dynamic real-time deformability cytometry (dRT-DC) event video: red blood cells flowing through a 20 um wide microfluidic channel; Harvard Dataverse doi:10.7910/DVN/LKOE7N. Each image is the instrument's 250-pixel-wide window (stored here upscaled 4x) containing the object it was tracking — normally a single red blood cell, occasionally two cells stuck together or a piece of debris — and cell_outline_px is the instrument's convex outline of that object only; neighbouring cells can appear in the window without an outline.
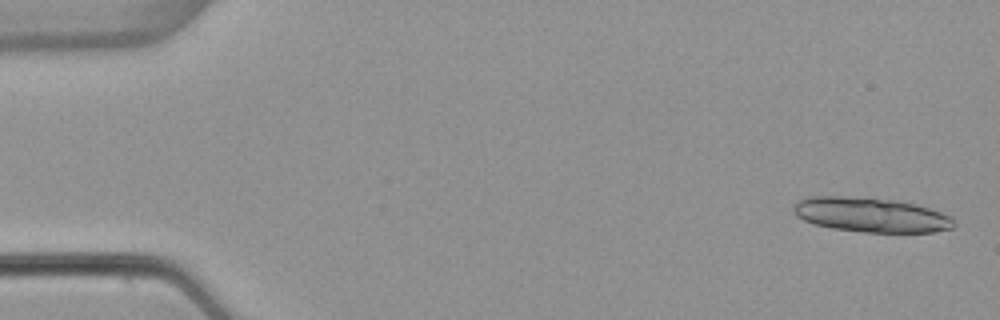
{"species": "common noctule bat (a hibernating species)", "species_latin": "Nyctalus noctula", "temperature_condition": "warm", "stored_images_in_passage": 20, "camera_frame_rate_fps": 3000, "um_per_image_px": 0.085, "animal": {"sex": "female", "body_mass_g": 22.7, "forearm_length_mm": 54.2}, "frame": {"image": 1, "passage_image": 2, "time_ms": 0.333, "image_size_px": [1000, 320], "cell_outline_px": [[956, 224], [952, 228], [932, 232], [864, 232], [832, 228], [816, 224], [804, 220], [796, 216], [792, 208], [796, 200], [808, 196], [840, 196], [896, 200], [916, 204], [952, 216], [956, 220]], "centroid_in_image_um": [74.02, 18.26], "position_along_channel_um": 11.0, "area_um2": 32.43}}